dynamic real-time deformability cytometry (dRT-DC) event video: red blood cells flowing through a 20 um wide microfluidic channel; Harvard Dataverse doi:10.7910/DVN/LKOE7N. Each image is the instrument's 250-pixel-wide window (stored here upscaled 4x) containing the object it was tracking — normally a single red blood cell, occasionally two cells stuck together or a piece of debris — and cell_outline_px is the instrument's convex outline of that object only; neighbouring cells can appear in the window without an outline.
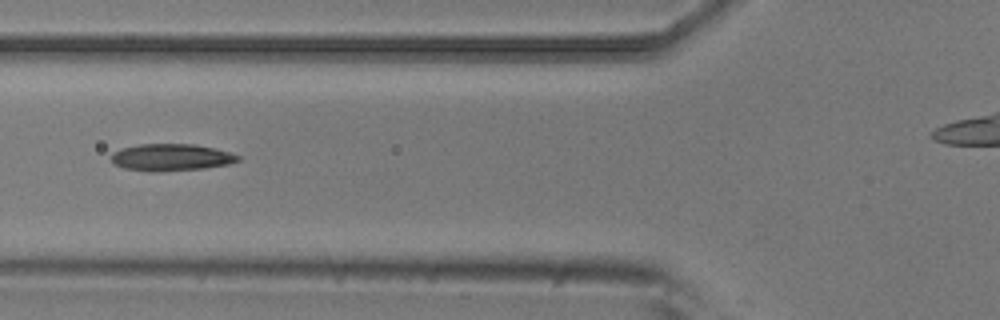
{"species": "common noctule bat (a hibernating species)", "species_latin": "Nyctalus noctula", "temperature_condition": "room temperature", "stored_images_in_passage": 10, "camera_frame_rate_fps": 3000, "um_per_image_px": 0.085, "animal": {"sex": "male", "body_mass_g": 20.5, "forearm_length_mm": 52.5}, "frame": {"image": 1, "passage_image": 7, "time_ms": 2.0, "image_size_px": [1000, 320], "cell_outline_px": [[240, 160], [228, 164], [204, 168], [160, 172], [148, 172], [124, 168], [112, 164], [112, 152], [124, 148], [140, 144], [192, 144], [212, 148], [228, 152], [240, 156]], "centroid_in_image_um": [14.51, 13.39], "position_along_channel_um": 111.3, "area_um2": 19.88}}
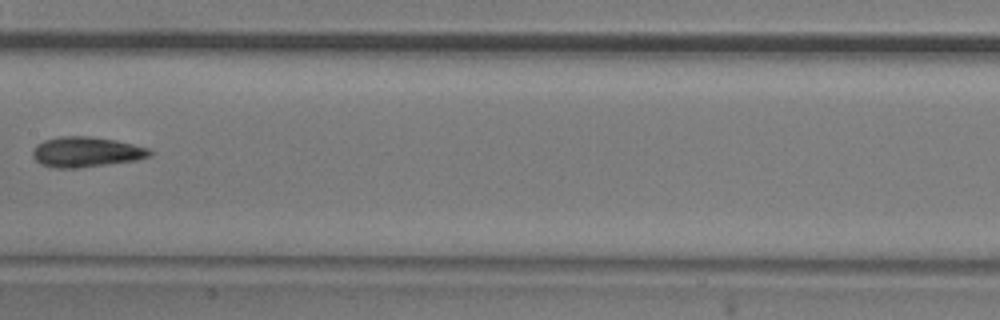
{"frame": {"image": 2, "passage_image": 9, "time_ms": 2.667, "image_size_px": [1000, 320], "cell_outline_px": [[152, 156], [136, 160], [76, 168], [56, 168], [40, 164], [32, 156], [32, 152], [36, 144], [44, 140], [60, 136], [88, 136], [116, 140], [148, 148], [152, 152]], "centroid_in_image_um": [7.3, 12.91], "position_along_channel_um": 200.1, "area_um2": 20.58}}
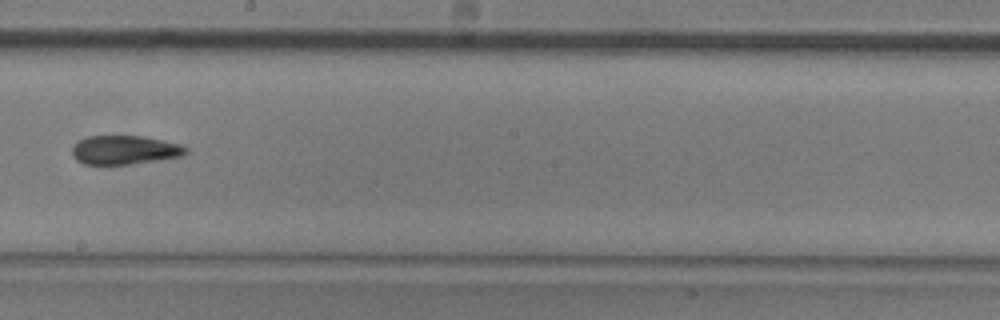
{"frame": {"image": 3, "passage_image": 10, "time_ms": 3.0, "image_size_px": [1000, 320], "cell_outline_px": [[188, 152], [184, 156], [108, 168], [84, 164], [76, 160], [72, 156], [72, 148], [80, 140], [88, 136], [144, 136], [180, 144], [188, 148]], "centroid_in_image_um": [10.58, 12.8], "position_along_channel_um": 237.6, "area_um2": 19.94}}